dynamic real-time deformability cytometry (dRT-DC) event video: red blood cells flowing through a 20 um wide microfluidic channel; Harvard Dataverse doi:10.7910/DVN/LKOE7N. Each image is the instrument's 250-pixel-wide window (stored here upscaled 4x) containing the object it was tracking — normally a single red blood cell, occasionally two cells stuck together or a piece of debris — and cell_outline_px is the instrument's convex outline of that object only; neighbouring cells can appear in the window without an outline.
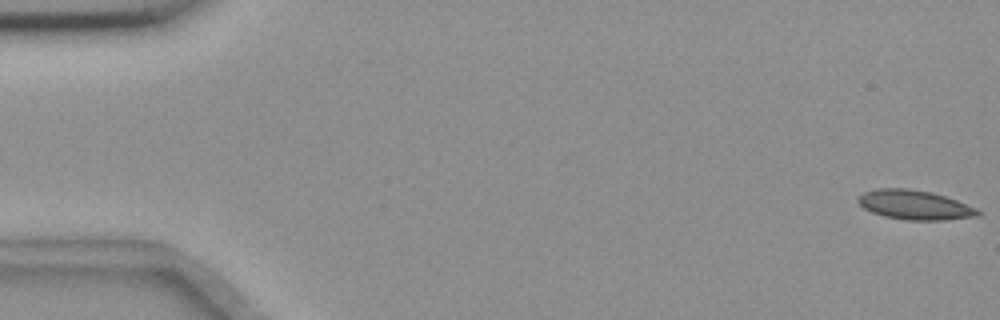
{"species": "common noctule bat (a hibernating species)", "species_latin": "Nyctalus noctula", "temperature_condition": "room temperature", "stored_images_in_passage": 17, "camera_frame_rate_fps": 3000, "um_per_image_px": 0.085, "animal": {"sex": "female", "body_mass_g": 18.4}, "frame": {"image": 1, "passage_image": 1, "time_ms": 0.0, "image_size_px": [1000, 320], "cell_outline_px": [[980, 216], [944, 220], [908, 220], [884, 216], [872, 212], [864, 208], [856, 200], [864, 192], [876, 188], [908, 188], [932, 192], [956, 200], [976, 208], [980, 212]], "centroid_in_image_um": [77.74, 17.41], "position_along_channel_um": 7.3, "area_um2": 20.46}}